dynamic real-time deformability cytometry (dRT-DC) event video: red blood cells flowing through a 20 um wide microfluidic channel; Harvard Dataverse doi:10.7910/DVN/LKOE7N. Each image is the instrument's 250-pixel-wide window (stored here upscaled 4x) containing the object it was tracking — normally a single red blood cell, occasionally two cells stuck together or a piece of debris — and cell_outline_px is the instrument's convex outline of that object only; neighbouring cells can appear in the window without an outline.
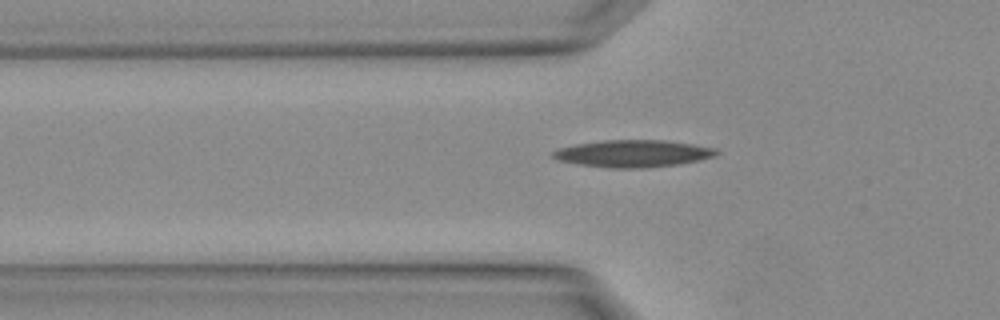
{"species": "Egyptian fruit bat (a non-hibernating species)", "species_latin": "Rousettus aegyptiacus", "temperature_condition": "warm", "stored_images_in_passage": 2, "camera_frame_rate_fps": 3000, "um_per_image_px": 0.085, "animal": {"sex": "female"}, "frame": {"image": 1, "passage_image": 2, "time_ms": 0.333, "image_size_px": [1000, 320], "cell_outline_px": [[720, 152], [716, 156], [700, 160], [680, 164], [644, 168], [612, 168], [580, 164], [560, 160], [552, 156], [552, 152], [560, 148], [576, 144], [604, 140], [664, 140], [692, 144], [716, 148]], "centroid_in_image_um": [53.87, 13.05], "position_along_channel_um": 71.9, "area_um2": 25.72}}